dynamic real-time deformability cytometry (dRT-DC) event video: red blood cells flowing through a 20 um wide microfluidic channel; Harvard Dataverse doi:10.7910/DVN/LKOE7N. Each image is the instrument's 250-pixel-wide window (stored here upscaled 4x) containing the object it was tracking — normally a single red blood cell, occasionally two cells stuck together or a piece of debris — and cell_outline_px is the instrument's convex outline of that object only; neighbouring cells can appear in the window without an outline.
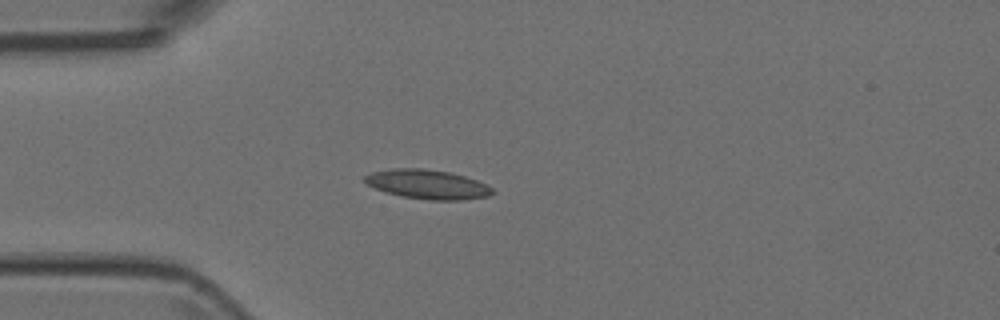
{"species": "Egyptian fruit bat (a non-hibernating species)", "species_latin": "Rousettus aegyptiacus", "temperature_condition": "room temperature", "stored_images_in_passage": 3, "camera_frame_rate_fps": 3000, "um_per_image_px": 0.085, "animal": {"sex": "female"}, "frame": {"image": 1, "passage_image": 2, "time_ms": 0.333, "image_size_px": [1000, 320], "cell_outline_px": [[496, 192], [488, 196], [460, 200], [428, 200], [404, 196], [388, 192], [376, 188], [368, 184], [364, 180], [364, 176], [372, 172], [392, 168], [424, 168], [448, 172], [464, 176], [476, 180], [492, 188]], "centroid_in_image_um": [36.35, 15.66], "position_along_channel_um": 48.7, "area_um2": 21.5}}